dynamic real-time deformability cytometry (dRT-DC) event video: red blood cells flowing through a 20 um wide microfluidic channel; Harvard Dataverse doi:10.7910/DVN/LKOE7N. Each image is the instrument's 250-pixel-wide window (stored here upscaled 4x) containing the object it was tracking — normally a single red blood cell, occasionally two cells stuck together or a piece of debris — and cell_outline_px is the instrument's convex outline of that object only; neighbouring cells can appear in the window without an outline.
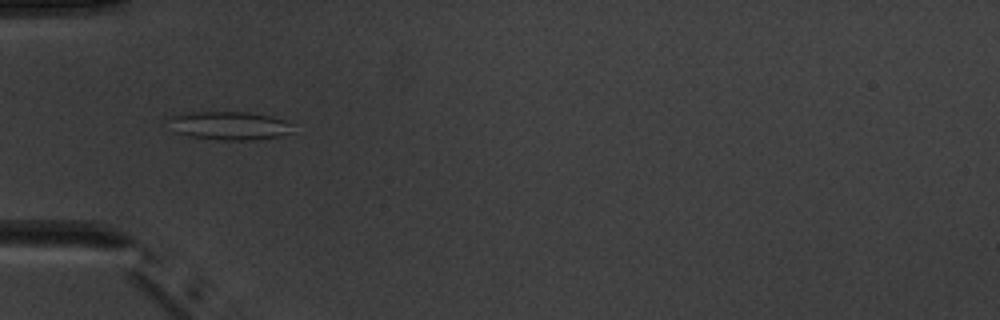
{"species": "common noctule bat (a hibernating species)", "species_latin": "Nyctalus noctula", "temperature_condition": "warm", "stored_images_in_passage": 5, "camera_frame_rate_fps": 3000, "um_per_image_px": 0.085, "animal": {"sex": "male", "body_mass_g": 20.1, "forearm_length_mm": 53.5}, "frame": {"image": 1, "passage_image": 4, "time_ms": 3.333, "image_size_px": [1000, 320], "cell_outline_px": [[292, 132], [280, 136], [260, 140], [220, 140], [192, 136], [176, 132], [164, 120], [164, 116], [188, 112], [248, 112], [272, 116], [284, 120], [288, 124]], "centroid_in_image_um": [19.4, 10.67], "position_along_channel_um": 65.6, "area_um2": 20.81}}
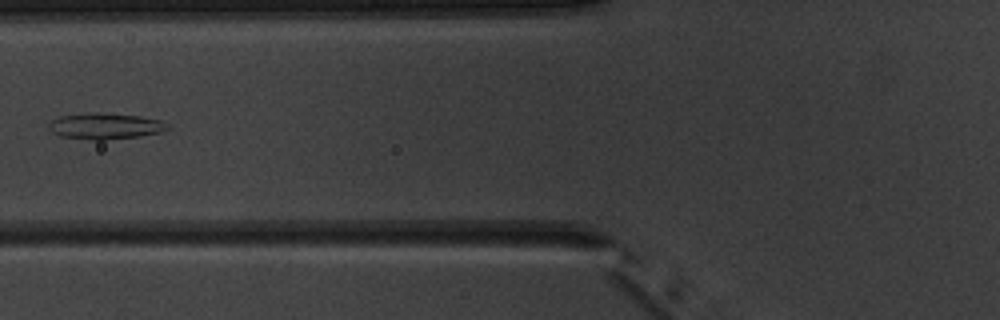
{"frame": {"image": 2, "passage_image": 5, "time_ms": 4.667, "image_size_px": [1000, 320], "cell_outline_px": [[168, 128], [160, 132], [140, 136], [104, 140], [96, 140], [60, 136], [52, 132], [48, 128], [48, 124], [52, 120], [60, 116], [88, 112], [96, 112], [140, 116], [160, 120], [168, 124]], "centroid_in_image_um": [8.91, 10.71], "position_along_channel_um": 116.9, "area_um2": 18.03}}